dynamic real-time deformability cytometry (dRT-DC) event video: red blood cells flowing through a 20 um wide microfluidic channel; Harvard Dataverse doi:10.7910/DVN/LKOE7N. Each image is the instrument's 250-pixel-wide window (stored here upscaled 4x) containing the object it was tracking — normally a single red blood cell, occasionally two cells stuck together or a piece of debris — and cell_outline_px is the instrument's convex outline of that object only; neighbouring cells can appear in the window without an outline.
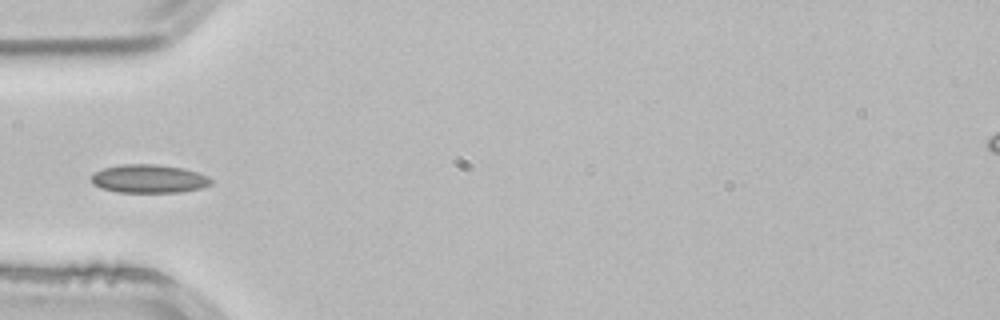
{"species": "common noctule bat (a hibernating species)", "species_latin": "Nyctalus noctula", "temperature_condition": "room temperature", "stored_images_in_passage": 3, "camera_frame_rate_fps": 3000, "um_per_image_px": 0.085, "animal": {"sex": "male", "body_mass_g": 21.5, "forearm_length_mm": 52.0}, "frame": {"image": 1, "passage_image": 3, "time_ms": 0.667, "image_size_px": [1000, 320], "cell_outline_px": [[212, 184], [200, 188], [180, 192], [116, 192], [100, 188], [92, 184], [92, 172], [104, 168], [120, 164], [156, 164], [184, 168], [208, 176], [212, 180]], "centroid_in_image_um": [12.63, 15.19], "position_along_channel_um": 72.4, "area_um2": 19.94}}